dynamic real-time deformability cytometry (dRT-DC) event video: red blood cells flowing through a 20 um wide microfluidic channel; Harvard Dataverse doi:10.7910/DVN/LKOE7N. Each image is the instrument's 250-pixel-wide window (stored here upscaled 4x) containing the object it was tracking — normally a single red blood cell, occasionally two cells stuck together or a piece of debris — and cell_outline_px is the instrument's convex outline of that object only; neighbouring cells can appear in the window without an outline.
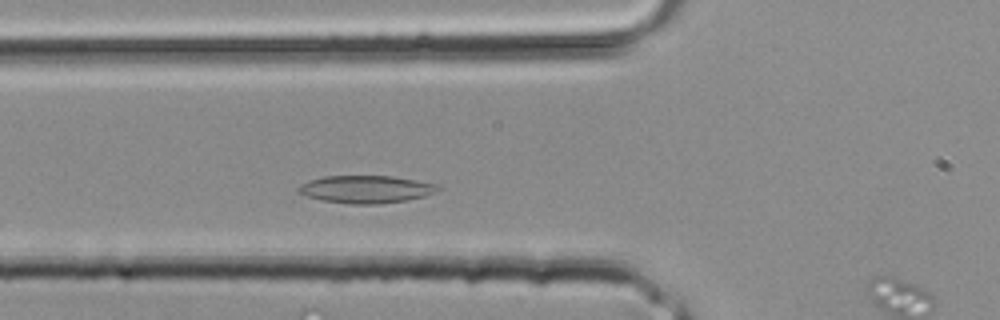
{"species": "common noctule bat (a hibernating species)", "species_latin": "Nyctalus noctula", "temperature_condition": "room temperature", "stored_images_in_passage": 4, "segment_of_instrument_passage": [1, 2], "camera_frame_rate_fps": 3000, "um_per_image_px": 0.085, "animal": {"sex": "male", "body_mass_g": 20.4}, "frame": {"image": 1, "passage_image": 3, "time_ms": 0.667, "image_size_px": [1000, 320], "cell_outline_px": [[444, 188], [436, 192], [424, 196], [408, 200], [380, 204], [348, 204], [320, 200], [296, 192], [296, 188], [300, 184], [308, 180], [324, 176], [392, 176], [416, 180], [436, 184]], "centroid_in_image_um": [31.1, 16.09], "position_along_channel_um": 94.7, "area_um2": 22.72}}